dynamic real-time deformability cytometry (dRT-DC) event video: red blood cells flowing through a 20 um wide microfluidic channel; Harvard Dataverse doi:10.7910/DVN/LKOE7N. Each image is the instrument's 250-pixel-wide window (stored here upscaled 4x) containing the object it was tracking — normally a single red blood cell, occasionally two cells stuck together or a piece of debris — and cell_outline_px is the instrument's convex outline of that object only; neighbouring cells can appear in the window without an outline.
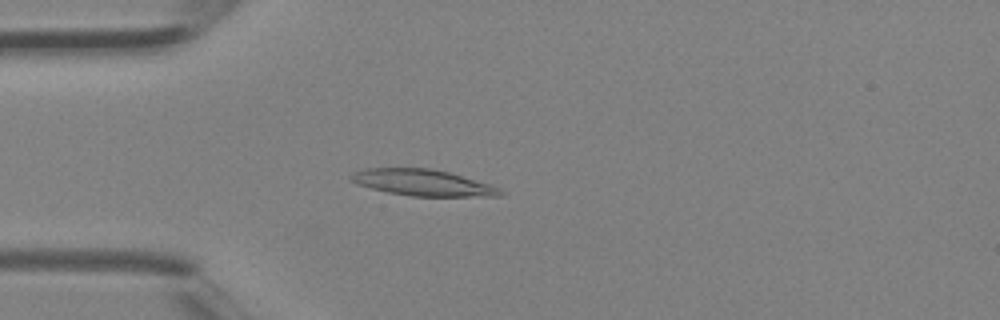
{"species": "Egyptian fruit bat (a non-hibernating species)", "species_latin": "Rousettus aegyptiacus", "temperature_condition": "room temperature", "stored_images_in_passage": 3, "camera_frame_rate_fps": 3000, "um_per_image_px": 0.085, "animal": {"sex": "female"}, "frame": {"image": 1, "passage_image": 3, "time_ms": 0.667, "image_size_px": [1000, 320], "cell_outline_px": [[504, 192], [500, 196], [412, 196], [388, 192], [356, 184], [348, 176], [352, 172], [364, 168], [432, 168], [448, 172], [488, 184], [500, 188]], "centroid_in_image_um": [35.89, 15.52], "position_along_channel_um": 49.1, "area_um2": 22.72}}